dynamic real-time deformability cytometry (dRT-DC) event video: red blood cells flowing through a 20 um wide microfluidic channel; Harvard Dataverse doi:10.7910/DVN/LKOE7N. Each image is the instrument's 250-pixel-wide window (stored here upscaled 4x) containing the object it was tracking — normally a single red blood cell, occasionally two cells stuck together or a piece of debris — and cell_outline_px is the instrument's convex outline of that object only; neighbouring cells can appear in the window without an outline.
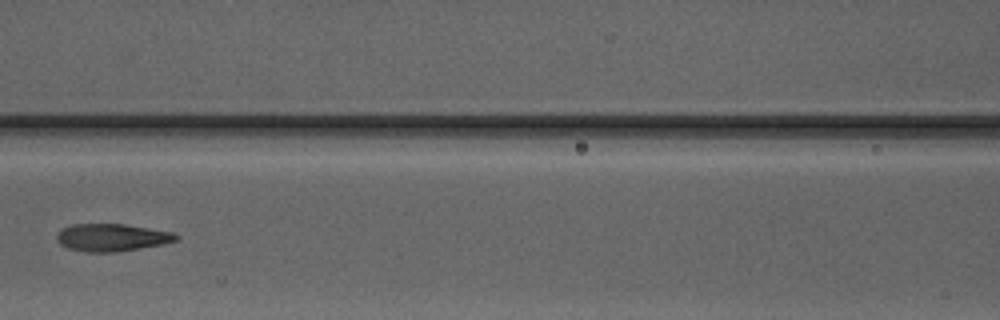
{"species": "Egyptian fruit bat (a non-hibernating species)", "species_latin": "Rousettus aegyptiacus", "temperature_condition": "warm", "stored_images_in_passage": 6, "camera_frame_rate_fps": 3000, "um_per_image_px": 0.085, "animal": {"sex": "male"}, "frame": {"image": 1, "passage_image": 6, "time_ms": 5.667, "image_size_px": [1000, 320], "cell_outline_px": [[180, 236], [176, 240], [160, 244], [116, 252], [88, 252], [68, 248], [60, 244], [56, 240], [56, 236], [64, 228], [72, 224], [124, 224], [172, 232]], "centroid_in_image_um": [9.48, 20.18], "position_along_channel_um": 157.1, "area_um2": 18.79}}